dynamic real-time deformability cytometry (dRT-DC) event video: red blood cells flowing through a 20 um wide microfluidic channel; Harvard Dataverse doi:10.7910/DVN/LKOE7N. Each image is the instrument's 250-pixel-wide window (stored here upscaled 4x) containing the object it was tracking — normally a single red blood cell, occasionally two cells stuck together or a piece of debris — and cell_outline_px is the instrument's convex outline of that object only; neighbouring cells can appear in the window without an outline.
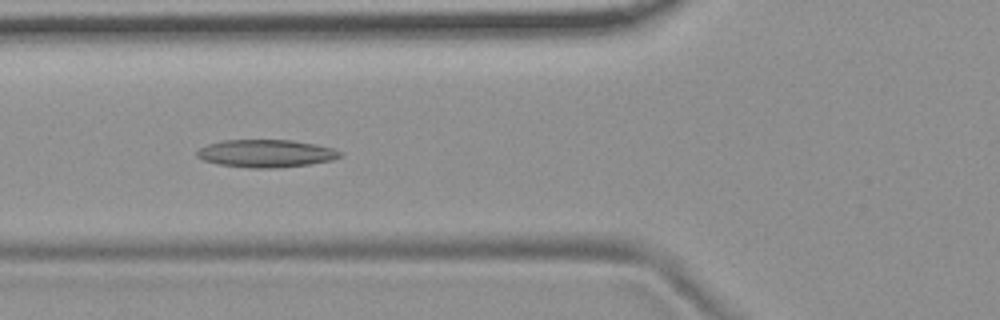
{"species": "common noctule bat (a hibernating species)", "species_latin": "Nyctalus noctula", "temperature_condition": "room temperature", "stored_images_in_passage": 41, "camera_frame_rate_fps": 3000, "um_per_image_px": 0.085, "animal": {"sex": "female", "body_mass_g": 19.9}, "frame": {"image": 1, "passage_image": 19, "time_ms": 6.0, "image_size_px": [1000, 320], "cell_outline_px": [[344, 156], [332, 160], [308, 164], [276, 168], [248, 168], [220, 164], [204, 160], [196, 156], [196, 152], [200, 148], [208, 144], [224, 140], [292, 140], [316, 144], [332, 148], [344, 152]], "centroid_in_image_um": [22.65, 13.04], "position_along_channel_um": 103.1, "area_um2": 23.12}}
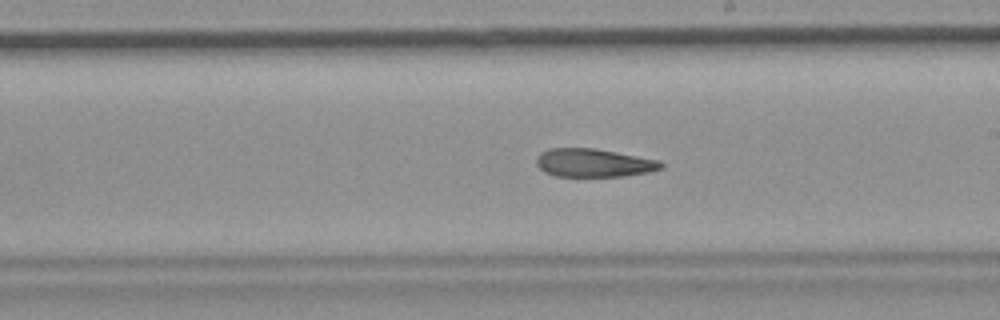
{"frame": {"image": 2, "passage_image": 30, "time_ms": 9.667, "image_size_px": [1000, 320], "cell_outline_px": [[664, 168], [648, 172], [624, 176], [556, 176], [544, 172], [536, 164], [536, 156], [540, 152], [548, 148], [596, 148], [660, 160], [664, 164]], "centroid_in_image_um": [50.46, 13.83], "position_along_channel_um": 238.5, "area_um2": 20.75}}
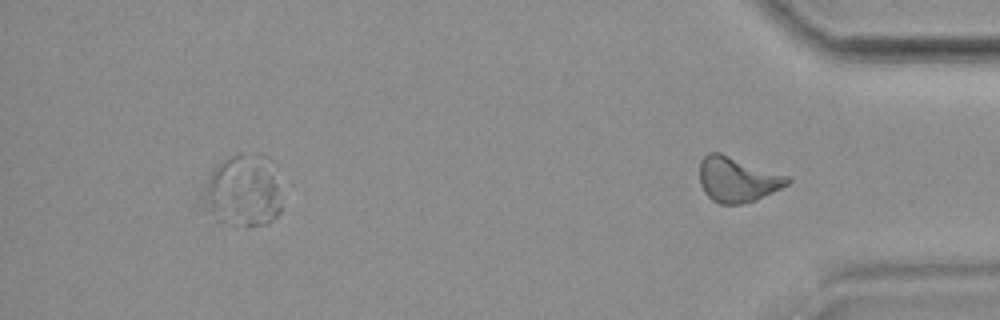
{"frame": {"image": 3, "passage_image": 41, "time_ms": 13.333, "image_size_px": [1000, 320], "cell_outline_px": [[792, 180], [788, 184], [756, 200], [740, 204], [720, 204], [712, 200], [704, 192], [700, 184], [700, 160], [708, 152], [720, 152], [788, 176]], "centroid_in_image_um": [62.65, 15.25], "position_along_channel_um": 372.6, "area_um2": 23.0}}